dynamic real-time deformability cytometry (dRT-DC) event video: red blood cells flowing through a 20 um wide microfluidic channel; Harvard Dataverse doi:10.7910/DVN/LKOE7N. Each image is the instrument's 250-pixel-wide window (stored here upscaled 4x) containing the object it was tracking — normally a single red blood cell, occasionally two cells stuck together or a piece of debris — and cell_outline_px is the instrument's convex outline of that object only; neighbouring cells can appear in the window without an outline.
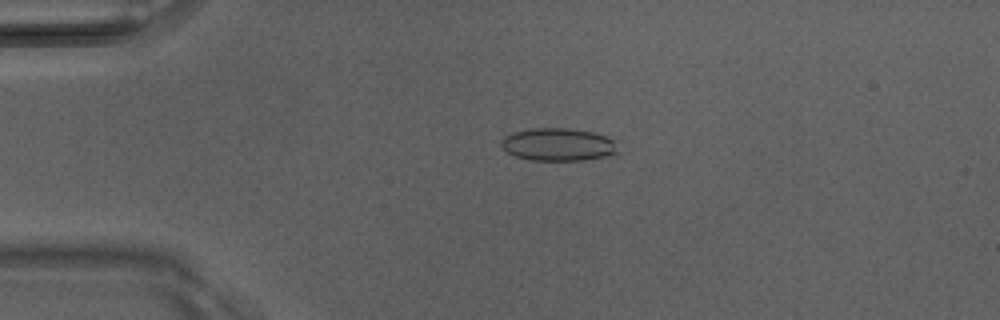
{"species": "Egyptian fruit bat (a non-hibernating species)", "species_latin": "Rousettus aegyptiacus", "temperature_condition": "room temperature", "stored_images_in_passage": 50, "camera_frame_rate_fps": 3000, "um_per_image_px": 0.085, "animal": {"sex": "male"}, "frame": {"image": 1, "passage_image": 12, "time_ms": 3.667, "image_size_px": [1000, 320], "cell_outline_px": [[620, 152], [604, 156], [584, 160], [532, 160], [516, 156], [508, 152], [500, 144], [500, 140], [504, 136], [512, 132], [532, 128], [568, 128], [592, 132], [604, 136], [612, 140]], "centroid_in_image_um": [47.4, 12.28], "position_along_channel_um": 37.6, "area_um2": 22.08}}
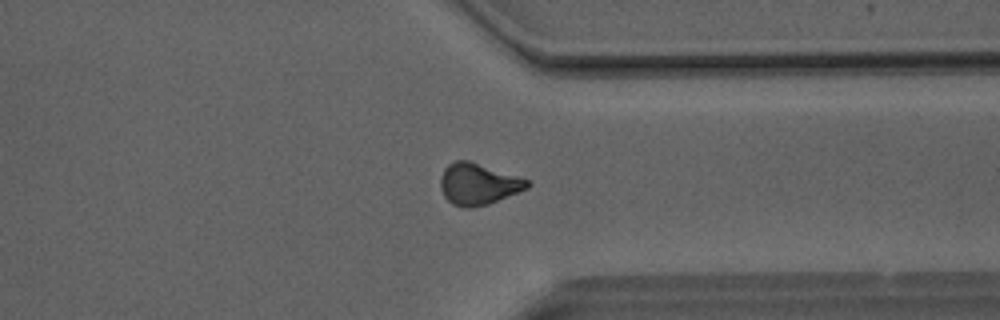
{"frame": {"image": 2, "passage_image": 39, "time_ms": 12.667, "image_size_px": [1000, 320], "cell_outline_px": [[532, 184], [528, 188], [488, 204], [472, 208], [460, 208], [452, 204], [444, 196], [440, 184], [440, 176], [444, 168], [448, 164], [456, 160], [468, 160], [532, 180]], "centroid_in_image_um": [40.66, 15.64], "position_along_channel_um": 370.7, "area_um2": 21.21}}
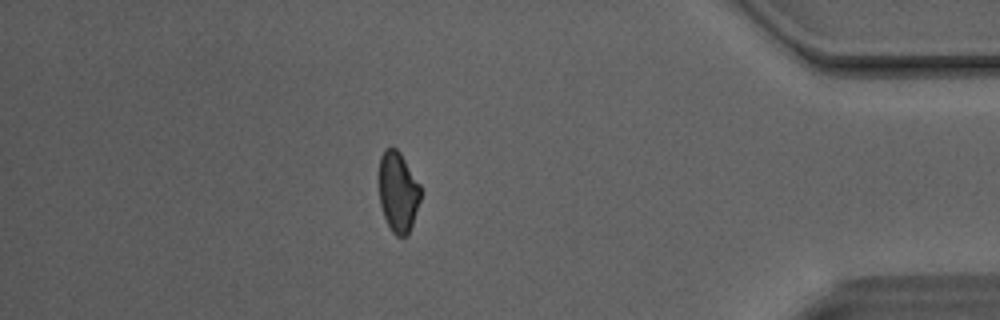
{"frame": {"image": 3, "passage_image": 44, "time_ms": 14.333, "image_size_px": [1000, 320], "cell_outline_px": [[420, 200], [408, 236], [396, 236], [392, 232], [384, 216], [380, 204], [380, 156], [384, 148], [392, 144], [400, 152], [420, 184]], "centroid_in_image_um": [33.83, 16.28], "position_along_channel_um": 401.4, "area_um2": 19.48}, "authors_computed_cell_mechanics": {"area_um2": 21.1837, "velocity_mm_per_s": 4.1318, "shape_relaxation_time_tau1_ms": null, "shape_relaxation_time_tau2_ms": 3.1357, "deformation_change_tau1": null, "deformation_change_tau2": 0.0873}}